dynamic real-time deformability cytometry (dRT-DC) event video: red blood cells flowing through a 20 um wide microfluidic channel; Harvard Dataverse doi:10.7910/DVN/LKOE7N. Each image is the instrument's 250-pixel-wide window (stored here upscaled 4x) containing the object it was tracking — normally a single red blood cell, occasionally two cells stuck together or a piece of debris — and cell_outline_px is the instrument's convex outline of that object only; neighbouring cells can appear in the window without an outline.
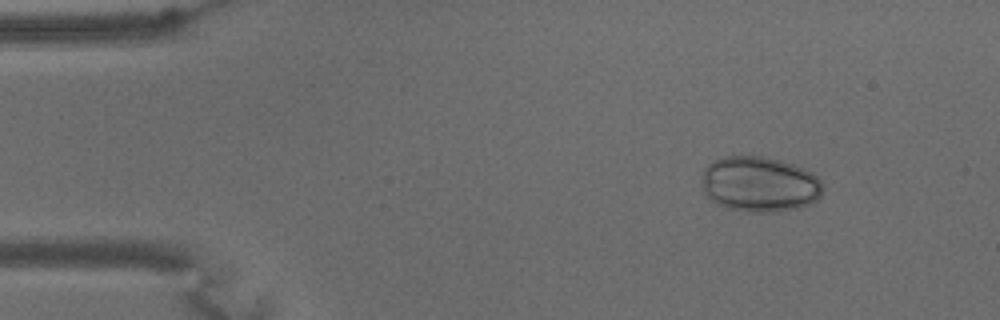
{"species": "common noctule bat (a hibernating species)", "species_latin": "Nyctalus noctula", "temperature_condition": "warm", "stored_images_in_passage": 67, "camera_frame_rate_fps": 3000, "um_per_image_px": 0.085, "animal": {"sex": "male", "body_mass_g": 15.6}, "frame": {"image": 1, "passage_image": 8, "time_ms": 2.333, "image_size_px": [1000, 320], "cell_outline_px": [[824, 188], [820, 196], [816, 200], [808, 204], [796, 208], [776, 212], [748, 212], [728, 208], [716, 204], [704, 192], [704, 168], [708, 164], [724, 156], [764, 156], [792, 164], [812, 172], [820, 180]], "centroid_in_image_um": [64.58, 15.66], "position_along_channel_um": 20.4, "area_um2": 38.9}}
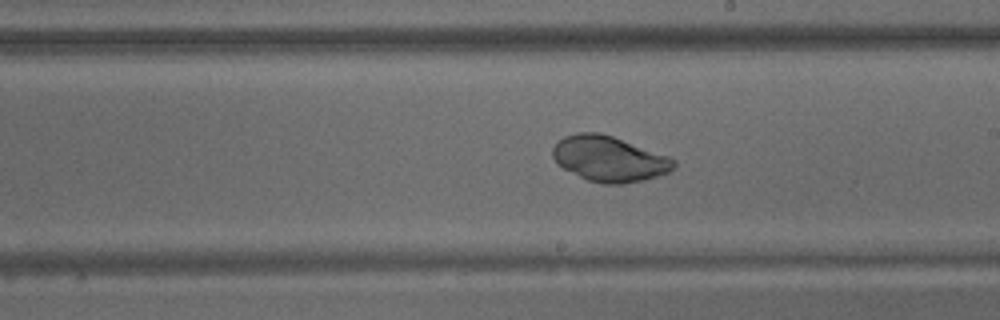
{"frame": {"image": 2, "passage_image": 38, "time_ms": 12.333, "image_size_px": [1000, 320], "cell_outline_px": [[676, 164], [668, 172], [644, 180], [620, 184], [604, 184], [588, 180], [556, 164], [552, 156], [552, 148], [564, 136], [576, 132], [600, 132], [612, 136], [668, 156], [676, 160]], "centroid_in_image_um": [51.75, 13.49], "position_along_channel_um": 237.2, "area_um2": 31.85}}
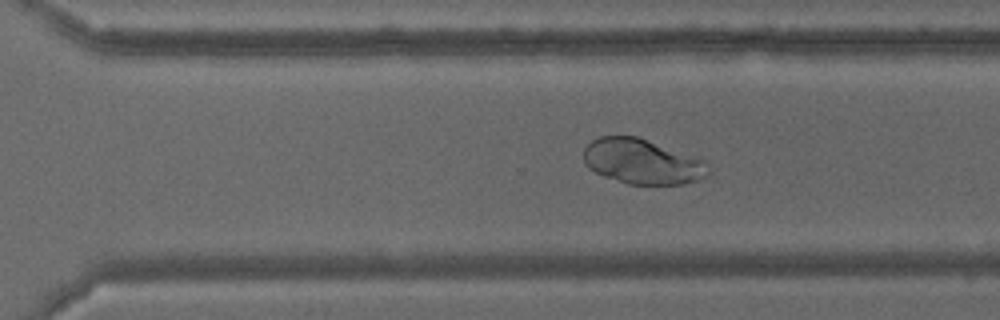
{"frame": {"image": 3, "passage_image": 46, "time_ms": 15.0, "image_size_px": [1000, 320], "cell_outline_px": [[712, 172], [708, 176], [700, 180], [680, 184], [628, 184], [604, 176], [588, 168], [584, 164], [584, 148], [592, 140], [600, 136], [640, 136], [704, 160], [708, 164]], "centroid_in_image_um": [54.62, 13.73], "position_along_channel_um": 316.0, "area_um2": 33.06}}